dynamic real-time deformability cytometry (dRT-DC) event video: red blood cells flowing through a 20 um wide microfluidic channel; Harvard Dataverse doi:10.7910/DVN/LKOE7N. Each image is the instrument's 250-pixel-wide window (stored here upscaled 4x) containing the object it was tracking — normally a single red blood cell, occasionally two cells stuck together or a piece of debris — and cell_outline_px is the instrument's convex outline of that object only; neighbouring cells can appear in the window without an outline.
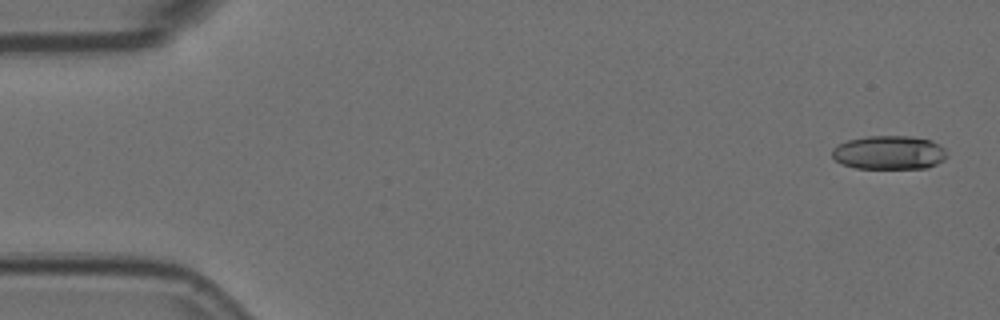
{"species": "Egyptian fruit bat (a non-hibernating species)", "species_latin": "Rousettus aegyptiacus", "temperature_condition": "room temperature", "stored_images_in_passage": 5, "camera_frame_rate_fps": 3000, "um_per_image_px": 0.085, "animal": {"sex": "female"}, "frame": {"image": 1, "passage_image": 1, "time_ms": 0.0, "image_size_px": [1000, 320], "cell_outline_px": [[948, 156], [944, 160], [928, 168], [856, 168], [840, 164], [832, 156], [832, 148], [848, 140], [868, 136], [912, 136], [932, 140], [944, 148], [948, 152]], "centroid_in_image_um": [75.6, 12.97], "position_along_channel_um": 9.4, "area_um2": 22.77}}
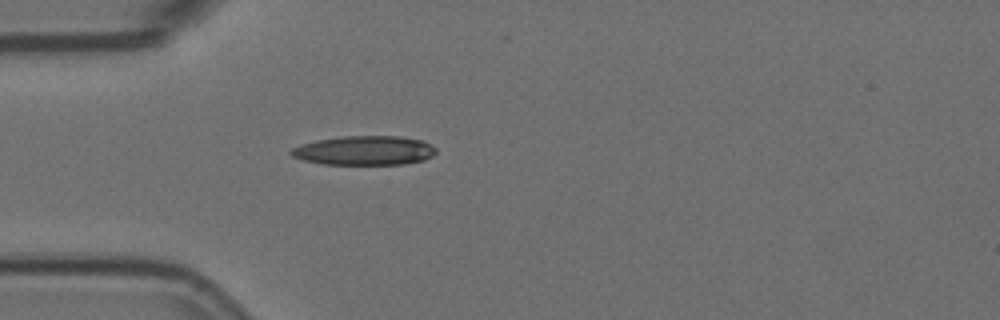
{"frame": {"image": 2, "passage_image": 5, "time_ms": 1.333, "image_size_px": [1000, 320], "cell_outline_px": [[436, 152], [432, 156], [424, 160], [404, 164], [324, 164], [304, 160], [292, 156], [288, 152], [292, 148], [300, 144], [316, 140], [344, 136], [400, 136], [424, 140], [436, 148]], "centroid_in_image_um": [30.99, 12.78], "position_along_channel_um": 54.0, "area_um2": 24.8}}